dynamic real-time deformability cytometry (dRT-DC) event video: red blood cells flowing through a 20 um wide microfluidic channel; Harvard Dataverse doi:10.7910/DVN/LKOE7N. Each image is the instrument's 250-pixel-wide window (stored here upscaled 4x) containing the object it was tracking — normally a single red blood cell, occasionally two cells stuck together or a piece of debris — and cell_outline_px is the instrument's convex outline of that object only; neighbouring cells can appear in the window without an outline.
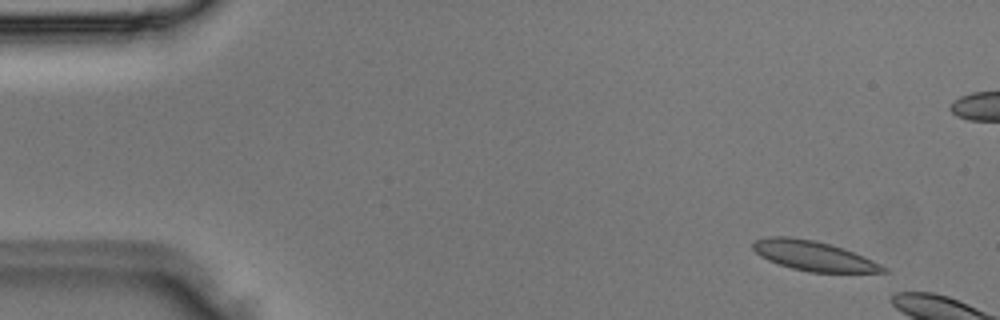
{"species": "Egyptian fruit bat (a non-hibernating species)", "species_latin": "Rousettus aegyptiacus", "temperature_condition": "room temperature", "stored_images_in_passage": 3, "camera_frame_rate_fps": 3000, "um_per_image_px": 0.085, "animal": {"sex": "male"}, "frame": {"image": 1, "passage_image": 3, "time_ms": 0.667, "image_size_px": [1000, 320], "cell_outline_px": [[888, 272], [808, 272], [792, 268], [768, 260], [760, 256], [752, 248], [752, 244], [756, 240], [768, 236], [788, 236], [812, 240], [844, 248], [864, 256], [888, 268]], "centroid_in_image_um": [69.15, 21.74], "position_along_channel_um": 15.9, "area_um2": 22.43}}